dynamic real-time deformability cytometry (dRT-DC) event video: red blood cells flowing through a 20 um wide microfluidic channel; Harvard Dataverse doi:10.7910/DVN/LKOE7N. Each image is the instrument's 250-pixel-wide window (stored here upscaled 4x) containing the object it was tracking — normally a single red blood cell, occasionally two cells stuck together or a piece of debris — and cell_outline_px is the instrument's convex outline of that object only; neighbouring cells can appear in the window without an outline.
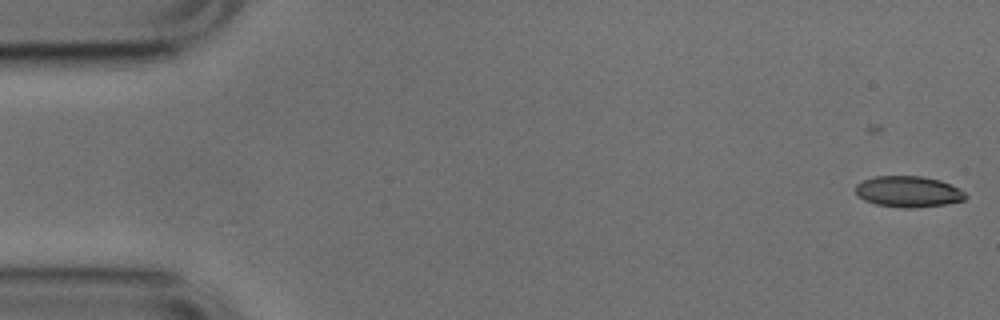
{"species": "common noctule bat (a hibernating species)", "species_latin": "Nyctalus noctula", "temperature_condition": "cold", "stored_images_in_passage": 6, "camera_frame_rate_fps": 3000, "um_per_image_px": 0.085, "animal": {"sex": "male", "body_mass_g": 17.9, "forearm_length_mm": 54.2}, "frame": {"image": 1, "passage_image": 2, "time_ms": 0.333, "image_size_px": [1000, 320], "cell_outline_px": [[968, 196], [964, 200], [944, 204], [908, 208], [904, 208], [876, 204], [864, 200], [856, 192], [856, 184], [872, 176], [920, 176], [940, 180], [964, 192]], "centroid_in_image_um": [77.18, 16.28], "position_along_channel_um": 7.8, "area_um2": 19.59}}
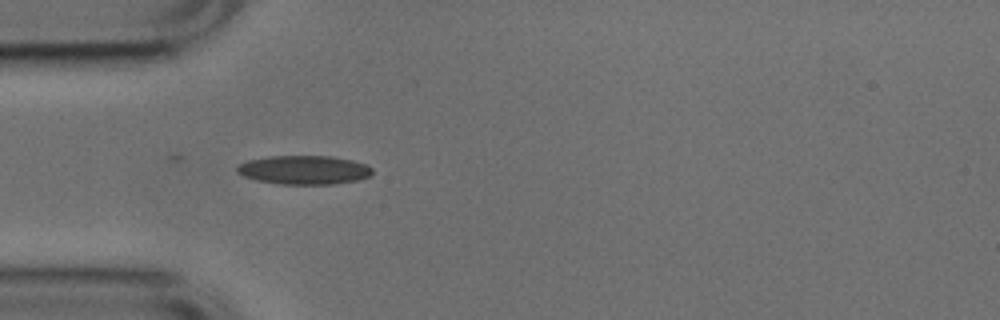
{"frame": {"image": 2, "passage_image": 6, "time_ms": 1.667, "image_size_px": [1000, 320], "cell_outline_px": [[372, 172], [368, 176], [356, 180], [332, 184], [280, 184], [256, 180], [244, 176], [236, 172], [236, 164], [248, 160], [268, 156], [332, 156], [352, 160], [364, 164], [372, 168]], "centroid_in_image_um": [25.78, 14.43], "position_along_channel_um": 59.2, "area_um2": 22.72}}